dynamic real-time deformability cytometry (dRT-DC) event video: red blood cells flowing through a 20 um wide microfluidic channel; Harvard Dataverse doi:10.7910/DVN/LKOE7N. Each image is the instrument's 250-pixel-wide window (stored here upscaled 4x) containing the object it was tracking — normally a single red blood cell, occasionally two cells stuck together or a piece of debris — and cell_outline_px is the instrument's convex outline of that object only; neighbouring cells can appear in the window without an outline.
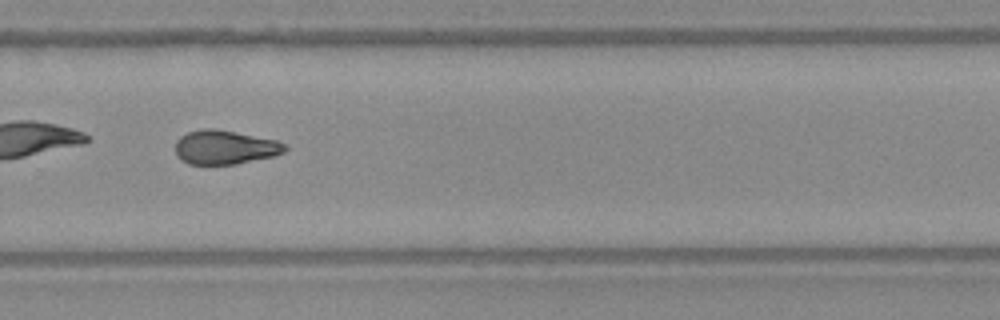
{"species": "Egyptian fruit bat (a non-hibernating species)", "species_latin": "Rousettus aegyptiacus", "temperature_condition": "warm", "stored_images_in_passage": 36, "camera_frame_rate_fps": 3000, "um_per_image_px": 0.085, "frame": {"image": 1, "passage_image": 21, "time_ms": 6.667, "image_size_px": [1000, 320], "cell_outline_px": [[288, 148], [284, 152], [276, 156], [236, 164], [188, 164], [180, 160], [176, 156], [176, 140], [180, 136], [188, 132], [204, 128], [212, 128], [276, 140], [284, 144]], "centroid_in_image_um": [19.1, 12.53], "position_along_channel_um": 310.7, "area_um2": 21.73}, "authors_computed_cell_mechanics": {"area_um2": 22.0218, "velocity_mm_per_s": 3.9221, "shape_relaxation_time_tau1_ms": 7.3807, "shape_relaxation_time_tau2_ms": 4.73, "deformation_change_tau1": 0.1677, "deformation_change_tau2": 0.1185}}